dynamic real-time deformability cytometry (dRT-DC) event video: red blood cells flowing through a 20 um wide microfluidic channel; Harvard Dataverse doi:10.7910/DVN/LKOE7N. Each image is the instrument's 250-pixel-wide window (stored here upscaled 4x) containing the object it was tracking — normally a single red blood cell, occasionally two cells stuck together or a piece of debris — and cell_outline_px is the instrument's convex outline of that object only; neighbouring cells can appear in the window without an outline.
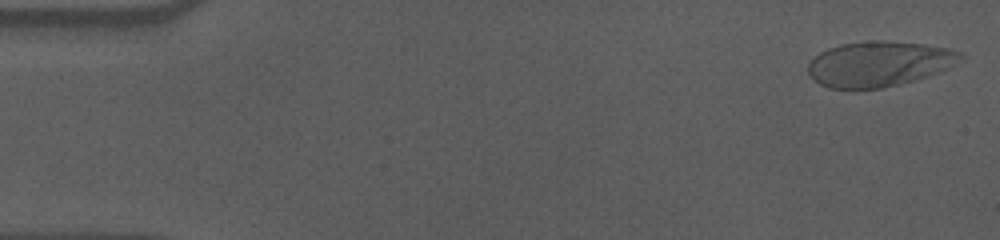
{"species": "human", "species_latin": "Homo sapiens", "temperature_condition": "cold", "stored_images_in_passage": 56, "camera_frame_rate_fps": 3000, "um_per_image_px": 0.085, "donor": {"sex": "male"}, "frame": {"image": 1, "passage_image": 1, "time_ms": 0.0, "image_size_px": [1000, 240], "cell_outline_px": [[964, 60], [940, 72], [900, 84], [880, 88], [828, 88], [820, 84], [808, 72], [808, 64], [820, 52], [828, 48], [840, 44], [876, 40], [880, 40], [924, 44], [952, 48], [960, 52], [964, 56]], "centroid_in_image_um": [74.77, 5.41], "position_along_channel_um": 10.2, "area_um2": 40.11}}
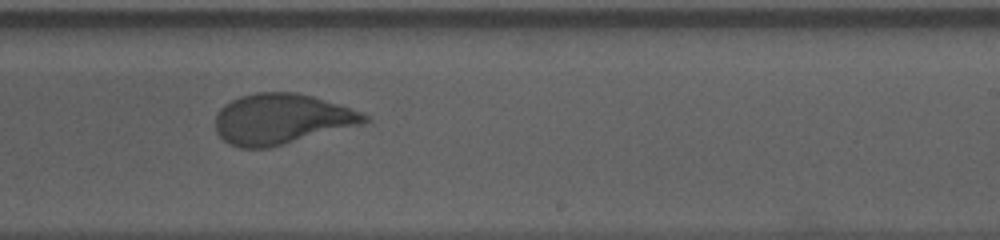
{"frame": {"image": 2, "passage_image": 34, "time_ms": 11.0, "image_size_px": [1000, 240], "cell_outline_px": [[372, 120], [364, 124], [268, 148], [240, 148], [228, 144], [216, 132], [216, 116], [220, 108], [224, 104], [240, 96], [256, 92], [296, 92], [312, 96], [340, 104], [360, 112], [368, 116]], "centroid_in_image_um": [23.93, 10.12], "position_along_channel_um": 265.1, "area_um2": 43.93}}
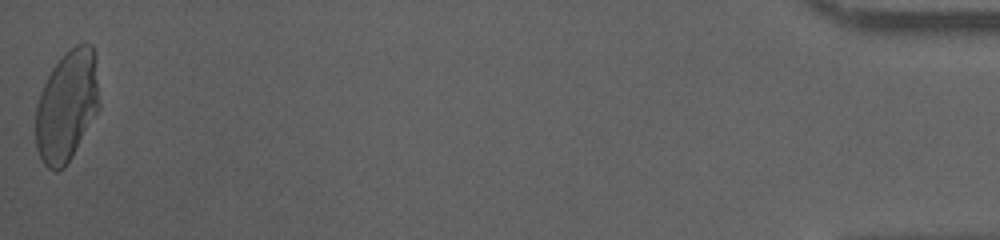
{"frame": {"image": 3, "passage_image": 56, "time_ms": 18.333, "image_size_px": [1000, 240], "cell_outline_px": [[100, 108], [72, 156], [64, 168], [56, 172], [52, 172], [44, 164], [36, 148], [36, 104], [40, 92], [52, 68], [64, 52], [76, 44], [92, 44], [96, 52], [100, 104]], "centroid_in_image_um": [5.71, 8.98], "position_along_channel_um": 429.5, "area_um2": 41.73}, "authors_computed_cell_mechanics": {"area_um2": 42.5986, "velocity_mm_per_s": 3.5462, "shape_relaxation_time_tau1_ms": 6.2853, "shape_relaxation_time_tau2_ms": null, "deformation_change_tau1": 0.2158, "deformation_change_tau2": null}}